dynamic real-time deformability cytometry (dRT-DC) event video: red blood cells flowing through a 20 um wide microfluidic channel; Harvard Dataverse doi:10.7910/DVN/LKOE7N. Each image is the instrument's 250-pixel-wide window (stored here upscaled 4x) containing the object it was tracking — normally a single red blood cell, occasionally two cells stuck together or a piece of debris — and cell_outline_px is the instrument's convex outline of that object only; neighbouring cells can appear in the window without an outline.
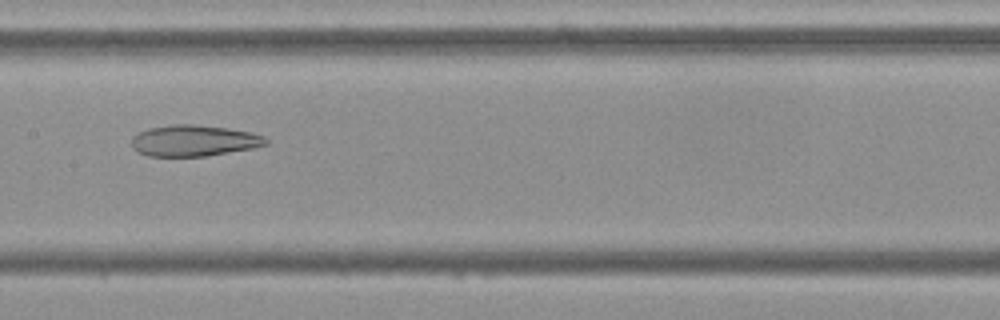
{"species": "Egyptian fruit bat (a non-hibernating species)", "species_latin": "Rousettus aegyptiacus", "temperature_condition": "cold", "stored_images_in_passage": 48, "camera_frame_rate_fps": 3000, "um_per_image_px": 0.085, "frame": {"image": 1, "passage_image": 22, "time_ms": 7.0, "image_size_px": [1000, 320], "cell_outline_px": [[268, 144], [252, 148], [204, 156], [148, 156], [136, 152], [132, 148], [132, 136], [148, 128], [172, 124], [196, 124], [228, 128], [252, 132], [264, 136], [268, 140]], "centroid_in_image_um": [16.46, 11.95], "position_along_channel_um": 190.9, "area_um2": 24.51}}
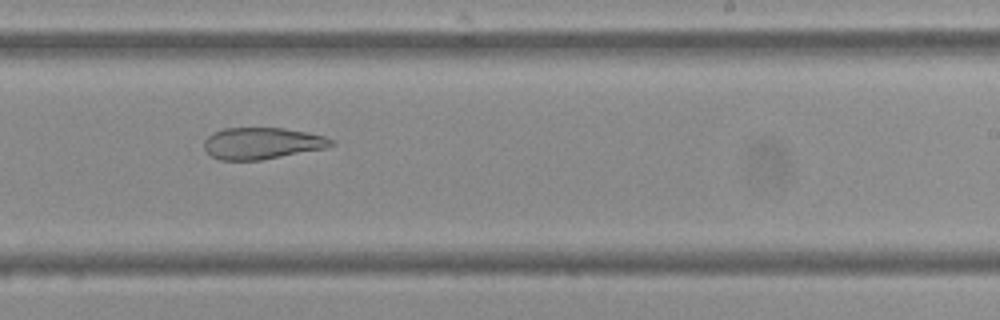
{"frame": {"image": 2, "passage_image": 28, "time_ms": 9.0, "image_size_px": [1000, 320], "cell_outline_px": [[336, 144], [328, 148], [260, 160], [220, 160], [212, 156], [204, 148], [204, 140], [212, 132], [224, 128], [284, 128], [308, 132], [324, 136], [336, 140]], "centroid_in_image_um": [22.32, 12.17], "position_along_channel_um": 266.7, "area_um2": 23.64}}
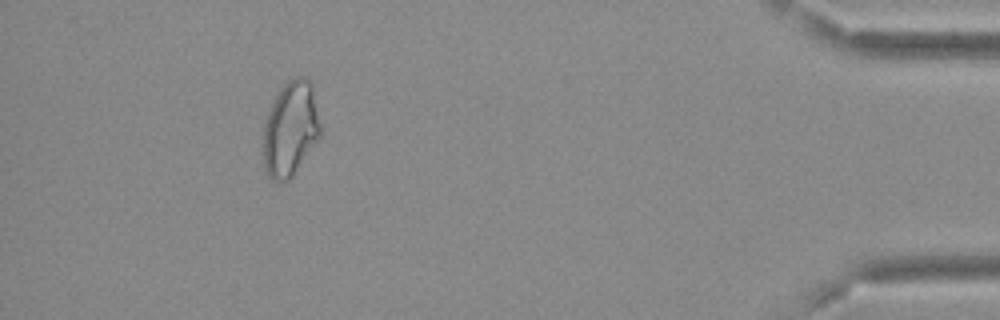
{"frame": {"image": 3, "passage_image": 44, "time_ms": 14.333, "image_size_px": [1000, 320], "cell_outline_px": [[320, 136], [292, 176], [288, 180], [276, 184], [268, 176], [264, 168], [264, 124], [268, 112], [280, 88], [288, 80], [296, 76], [304, 76], [312, 84], [320, 124]], "centroid_in_image_um": [24.68, 10.96], "position_along_channel_um": 410.5, "area_um2": 31.39}, "authors_computed_cell_mechanics": {"area_um2": 29.9404, "velocity_mm_per_s": 3.8, "shape_relaxation_time_tau1_ms": null, "shape_relaxation_time_tau2_ms": 5.684, "deformation_change_tau1": null, "deformation_change_tau2": 0.1496}}